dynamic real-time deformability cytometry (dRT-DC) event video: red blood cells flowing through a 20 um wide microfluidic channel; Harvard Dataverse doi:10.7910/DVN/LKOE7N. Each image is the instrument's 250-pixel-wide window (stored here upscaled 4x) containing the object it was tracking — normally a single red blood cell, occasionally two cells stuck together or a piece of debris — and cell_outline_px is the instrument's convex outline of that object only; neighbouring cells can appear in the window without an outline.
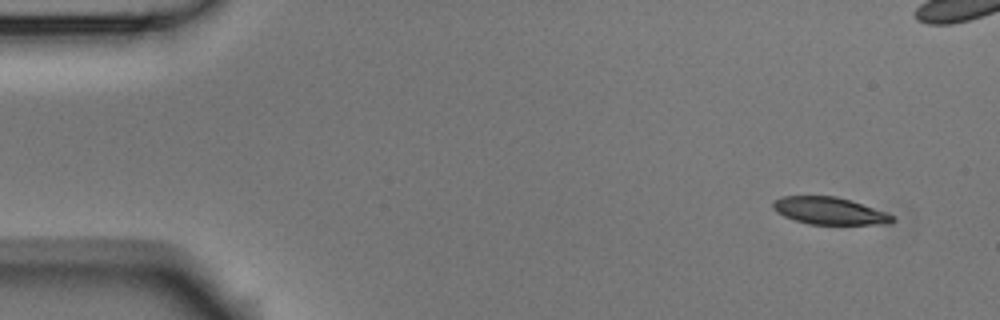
{"species": "Egyptian fruit bat (a non-hibernating species)", "species_latin": "Rousettus aegyptiacus", "temperature_condition": "room temperature", "stored_images_in_passage": 6, "camera_frame_rate_fps": 3000, "um_per_image_px": 0.085, "animal": {"sex": "male"}, "frame": {"image": 1, "passage_image": 1, "time_ms": 0.0, "image_size_px": [1000, 320], "cell_outline_px": [[896, 220], [892, 224], [808, 224], [784, 216], [776, 212], [772, 208], [772, 200], [780, 196], [836, 196], [896, 216]], "centroid_in_image_um": [70.47, 17.93], "position_along_channel_um": 14.5, "area_um2": 18.9}}
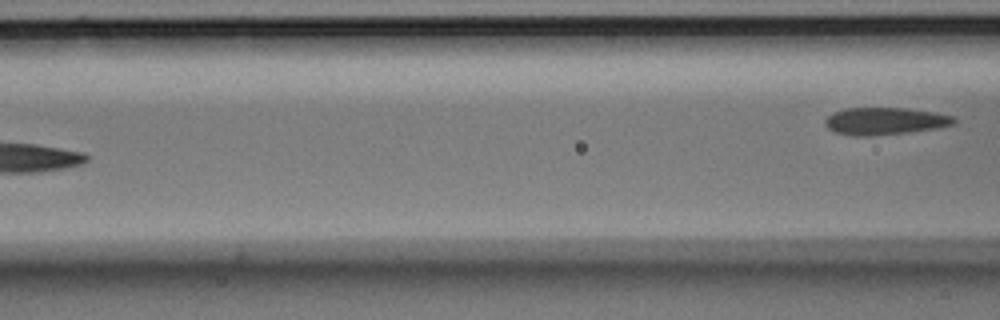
{"frame": {"image": 2, "passage_image": 6, "time_ms": 1.667, "image_size_px": [1000, 320], "cell_outline_px": [[956, 124], [936, 128], [908, 132], [868, 136], [852, 136], [836, 132], [828, 128], [824, 124], [824, 120], [832, 112], [844, 108], [904, 108], [936, 112], [952, 116], [956, 120]], "centroid_in_image_um": [75.19, 10.29], "position_along_channel_um": 91.4, "area_um2": 20.52}}